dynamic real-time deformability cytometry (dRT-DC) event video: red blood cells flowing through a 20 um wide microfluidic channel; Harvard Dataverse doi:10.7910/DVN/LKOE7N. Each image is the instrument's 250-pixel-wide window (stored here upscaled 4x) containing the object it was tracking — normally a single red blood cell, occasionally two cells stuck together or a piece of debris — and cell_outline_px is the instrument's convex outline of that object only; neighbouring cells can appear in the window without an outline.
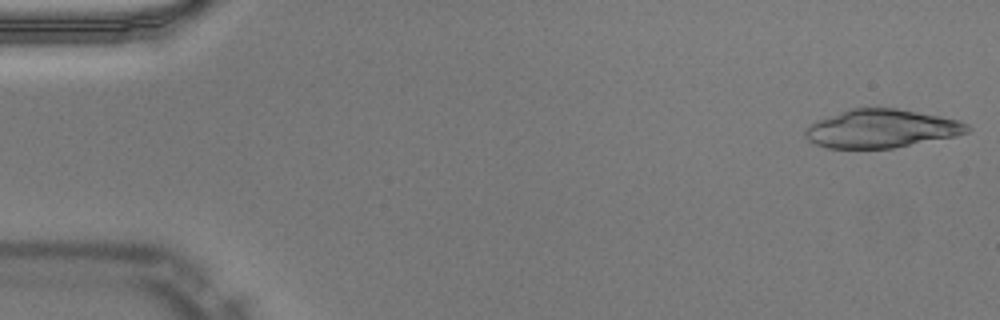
{"species": "Egyptian fruit bat (a non-hibernating species)", "species_latin": "Rousettus aegyptiacus", "temperature_condition": "warm", "stored_images_in_passage": 8, "camera_frame_rate_fps": 3000, "um_per_image_px": 0.085, "animal": {"sex": "male"}, "frame": {"image": 1, "passage_image": 1, "time_ms": 0.0, "image_size_px": [1000, 320], "cell_outline_px": [[972, 128], [968, 132], [956, 136], [892, 148], [828, 148], [816, 144], [808, 140], [804, 132], [816, 120], [852, 108], [896, 108], [940, 116], [960, 120], [968, 124]], "centroid_in_image_um": [74.96, 10.93], "position_along_channel_um": 10.0, "area_um2": 36.01}}